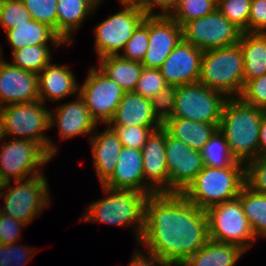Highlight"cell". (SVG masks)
<instances>
[{"mask_svg":"<svg viewBox=\"0 0 266 266\" xmlns=\"http://www.w3.org/2000/svg\"><path fill=\"white\" fill-rule=\"evenodd\" d=\"M209 240L205 210L181 193H155L145 204V225L139 241L172 266L182 265Z\"/></svg>","mask_w":266,"mask_h":266,"instance_id":"cell-1","label":"cell"},{"mask_svg":"<svg viewBox=\"0 0 266 266\" xmlns=\"http://www.w3.org/2000/svg\"><path fill=\"white\" fill-rule=\"evenodd\" d=\"M264 112L240 97L226 100L219 130L236 161L246 164L259 157V130Z\"/></svg>","mask_w":266,"mask_h":266,"instance_id":"cell-2","label":"cell"},{"mask_svg":"<svg viewBox=\"0 0 266 266\" xmlns=\"http://www.w3.org/2000/svg\"><path fill=\"white\" fill-rule=\"evenodd\" d=\"M107 196L86 208L81 222H98L132 227L139 243L145 225V204L148 194L133 189H110L102 186Z\"/></svg>","mask_w":266,"mask_h":266,"instance_id":"cell-3","label":"cell"},{"mask_svg":"<svg viewBox=\"0 0 266 266\" xmlns=\"http://www.w3.org/2000/svg\"><path fill=\"white\" fill-rule=\"evenodd\" d=\"M246 184L245 164L236 161L229 167L204 166L181 194L202 210L238 197Z\"/></svg>","mask_w":266,"mask_h":266,"instance_id":"cell-4","label":"cell"},{"mask_svg":"<svg viewBox=\"0 0 266 266\" xmlns=\"http://www.w3.org/2000/svg\"><path fill=\"white\" fill-rule=\"evenodd\" d=\"M0 119L3 138L35 141L52 157L58 153V146L45 135L50 129V110L42 101L1 107Z\"/></svg>","mask_w":266,"mask_h":266,"instance_id":"cell-5","label":"cell"},{"mask_svg":"<svg viewBox=\"0 0 266 266\" xmlns=\"http://www.w3.org/2000/svg\"><path fill=\"white\" fill-rule=\"evenodd\" d=\"M244 59L239 43L203 51L199 82L226 98L240 97Z\"/></svg>","mask_w":266,"mask_h":266,"instance_id":"cell-6","label":"cell"},{"mask_svg":"<svg viewBox=\"0 0 266 266\" xmlns=\"http://www.w3.org/2000/svg\"><path fill=\"white\" fill-rule=\"evenodd\" d=\"M14 181L15 186L13 181L0 185V197L5 203L0 212L28 225L51 203L48 179L41 173Z\"/></svg>","mask_w":266,"mask_h":266,"instance_id":"cell-7","label":"cell"},{"mask_svg":"<svg viewBox=\"0 0 266 266\" xmlns=\"http://www.w3.org/2000/svg\"><path fill=\"white\" fill-rule=\"evenodd\" d=\"M206 214L209 239L237 245L246 252L255 243L257 238L239 197L210 207Z\"/></svg>","mask_w":266,"mask_h":266,"instance_id":"cell-8","label":"cell"},{"mask_svg":"<svg viewBox=\"0 0 266 266\" xmlns=\"http://www.w3.org/2000/svg\"><path fill=\"white\" fill-rule=\"evenodd\" d=\"M0 182L41 174V168L53 158L39 143L9 139L0 145Z\"/></svg>","mask_w":266,"mask_h":266,"instance_id":"cell-9","label":"cell"},{"mask_svg":"<svg viewBox=\"0 0 266 266\" xmlns=\"http://www.w3.org/2000/svg\"><path fill=\"white\" fill-rule=\"evenodd\" d=\"M227 99L222 93L200 82L177 86L175 108L171 118L220 124L222 109Z\"/></svg>","mask_w":266,"mask_h":266,"instance_id":"cell-10","label":"cell"},{"mask_svg":"<svg viewBox=\"0 0 266 266\" xmlns=\"http://www.w3.org/2000/svg\"><path fill=\"white\" fill-rule=\"evenodd\" d=\"M242 33L218 9L182 26L183 40L202 51L234 45Z\"/></svg>","mask_w":266,"mask_h":266,"instance_id":"cell-11","label":"cell"},{"mask_svg":"<svg viewBox=\"0 0 266 266\" xmlns=\"http://www.w3.org/2000/svg\"><path fill=\"white\" fill-rule=\"evenodd\" d=\"M88 72L84 84L79 85V95L97 125H108L126 91L97 66Z\"/></svg>","mask_w":266,"mask_h":266,"instance_id":"cell-12","label":"cell"},{"mask_svg":"<svg viewBox=\"0 0 266 266\" xmlns=\"http://www.w3.org/2000/svg\"><path fill=\"white\" fill-rule=\"evenodd\" d=\"M121 9L94 28V49L98 59L120 55L134 30L146 17L137 6H122Z\"/></svg>","mask_w":266,"mask_h":266,"instance_id":"cell-13","label":"cell"},{"mask_svg":"<svg viewBox=\"0 0 266 266\" xmlns=\"http://www.w3.org/2000/svg\"><path fill=\"white\" fill-rule=\"evenodd\" d=\"M165 152L168 193H181L204 168L201 152L170 136L166 131Z\"/></svg>","mask_w":266,"mask_h":266,"instance_id":"cell-14","label":"cell"},{"mask_svg":"<svg viewBox=\"0 0 266 266\" xmlns=\"http://www.w3.org/2000/svg\"><path fill=\"white\" fill-rule=\"evenodd\" d=\"M148 35V50L141 65L159 69L183 39L182 27L170 16H148Z\"/></svg>","mask_w":266,"mask_h":266,"instance_id":"cell-15","label":"cell"},{"mask_svg":"<svg viewBox=\"0 0 266 266\" xmlns=\"http://www.w3.org/2000/svg\"><path fill=\"white\" fill-rule=\"evenodd\" d=\"M39 100L38 74L0 60V108Z\"/></svg>","mask_w":266,"mask_h":266,"instance_id":"cell-16","label":"cell"},{"mask_svg":"<svg viewBox=\"0 0 266 266\" xmlns=\"http://www.w3.org/2000/svg\"><path fill=\"white\" fill-rule=\"evenodd\" d=\"M203 51L183 39L159 68L168 85L199 82Z\"/></svg>","mask_w":266,"mask_h":266,"instance_id":"cell-17","label":"cell"},{"mask_svg":"<svg viewBox=\"0 0 266 266\" xmlns=\"http://www.w3.org/2000/svg\"><path fill=\"white\" fill-rule=\"evenodd\" d=\"M76 100L56 106L50 111V128L57 125L61 140L81 135H89L97 131V123L92 119L83 98L76 94Z\"/></svg>","mask_w":266,"mask_h":266,"instance_id":"cell-18","label":"cell"},{"mask_svg":"<svg viewBox=\"0 0 266 266\" xmlns=\"http://www.w3.org/2000/svg\"><path fill=\"white\" fill-rule=\"evenodd\" d=\"M165 136L163 127L154 130L141 149L144 181L155 193H168Z\"/></svg>","mask_w":266,"mask_h":266,"instance_id":"cell-19","label":"cell"},{"mask_svg":"<svg viewBox=\"0 0 266 266\" xmlns=\"http://www.w3.org/2000/svg\"><path fill=\"white\" fill-rule=\"evenodd\" d=\"M101 186L110 189H133L148 195L155 194L144 181L142 151L124 146L113 174Z\"/></svg>","mask_w":266,"mask_h":266,"instance_id":"cell-20","label":"cell"},{"mask_svg":"<svg viewBox=\"0 0 266 266\" xmlns=\"http://www.w3.org/2000/svg\"><path fill=\"white\" fill-rule=\"evenodd\" d=\"M68 65H46L38 74L39 100L45 102L61 101L72 94H79L76 76Z\"/></svg>","mask_w":266,"mask_h":266,"instance_id":"cell-21","label":"cell"},{"mask_svg":"<svg viewBox=\"0 0 266 266\" xmlns=\"http://www.w3.org/2000/svg\"><path fill=\"white\" fill-rule=\"evenodd\" d=\"M104 129L89 137L93 166L101 185L113 174L123 148L115 130L108 125Z\"/></svg>","mask_w":266,"mask_h":266,"instance_id":"cell-22","label":"cell"},{"mask_svg":"<svg viewBox=\"0 0 266 266\" xmlns=\"http://www.w3.org/2000/svg\"><path fill=\"white\" fill-rule=\"evenodd\" d=\"M108 126H162L153 114L149 98L125 92Z\"/></svg>","mask_w":266,"mask_h":266,"instance_id":"cell-23","label":"cell"},{"mask_svg":"<svg viewBox=\"0 0 266 266\" xmlns=\"http://www.w3.org/2000/svg\"><path fill=\"white\" fill-rule=\"evenodd\" d=\"M99 7L97 0H58L57 34L70 45L74 41L73 32Z\"/></svg>","mask_w":266,"mask_h":266,"instance_id":"cell-24","label":"cell"},{"mask_svg":"<svg viewBox=\"0 0 266 266\" xmlns=\"http://www.w3.org/2000/svg\"><path fill=\"white\" fill-rule=\"evenodd\" d=\"M219 125L192 119L169 118L162 124V127L170 136L200 151L219 129Z\"/></svg>","mask_w":266,"mask_h":266,"instance_id":"cell-25","label":"cell"},{"mask_svg":"<svg viewBox=\"0 0 266 266\" xmlns=\"http://www.w3.org/2000/svg\"><path fill=\"white\" fill-rule=\"evenodd\" d=\"M12 52L32 45H49L61 47L66 45L63 39L49 26L31 20L19 27L5 31ZM50 41V42H49Z\"/></svg>","mask_w":266,"mask_h":266,"instance_id":"cell-26","label":"cell"},{"mask_svg":"<svg viewBox=\"0 0 266 266\" xmlns=\"http://www.w3.org/2000/svg\"><path fill=\"white\" fill-rule=\"evenodd\" d=\"M245 253L237 245L209 239L180 266H234Z\"/></svg>","mask_w":266,"mask_h":266,"instance_id":"cell-27","label":"cell"},{"mask_svg":"<svg viewBox=\"0 0 266 266\" xmlns=\"http://www.w3.org/2000/svg\"><path fill=\"white\" fill-rule=\"evenodd\" d=\"M239 45L244 59V85L266 74V33L243 32Z\"/></svg>","mask_w":266,"mask_h":266,"instance_id":"cell-28","label":"cell"},{"mask_svg":"<svg viewBox=\"0 0 266 266\" xmlns=\"http://www.w3.org/2000/svg\"><path fill=\"white\" fill-rule=\"evenodd\" d=\"M97 66L110 79L114 80L124 91H134L143 66L139 62L111 55L98 59Z\"/></svg>","mask_w":266,"mask_h":266,"instance_id":"cell-29","label":"cell"},{"mask_svg":"<svg viewBox=\"0 0 266 266\" xmlns=\"http://www.w3.org/2000/svg\"><path fill=\"white\" fill-rule=\"evenodd\" d=\"M238 197L256 238H266V195L245 184Z\"/></svg>","mask_w":266,"mask_h":266,"instance_id":"cell-30","label":"cell"},{"mask_svg":"<svg viewBox=\"0 0 266 266\" xmlns=\"http://www.w3.org/2000/svg\"><path fill=\"white\" fill-rule=\"evenodd\" d=\"M52 45H32L12 52V64L39 74L52 61Z\"/></svg>","mask_w":266,"mask_h":266,"instance_id":"cell-31","label":"cell"},{"mask_svg":"<svg viewBox=\"0 0 266 266\" xmlns=\"http://www.w3.org/2000/svg\"><path fill=\"white\" fill-rule=\"evenodd\" d=\"M204 166L224 168L236 162L230 153L224 134L218 129L200 150Z\"/></svg>","mask_w":266,"mask_h":266,"instance_id":"cell-32","label":"cell"},{"mask_svg":"<svg viewBox=\"0 0 266 266\" xmlns=\"http://www.w3.org/2000/svg\"><path fill=\"white\" fill-rule=\"evenodd\" d=\"M217 9V0H175L170 17L181 27L188 21L204 17Z\"/></svg>","mask_w":266,"mask_h":266,"instance_id":"cell-33","label":"cell"},{"mask_svg":"<svg viewBox=\"0 0 266 266\" xmlns=\"http://www.w3.org/2000/svg\"><path fill=\"white\" fill-rule=\"evenodd\" d=\"M31 20L22 0H0V25L4 32Z\"/></svg>","mask_w":266,"mask_h":266,"instance_id":"cell-34","label":"cell"},{"mask_svg":"<svg viewBox=\"0 0 266 266\" xmlns=\"http://www.w3.org/2000/svg\"><path fill=\"white\" fill-rule=\"evenodd\" d=\"M148 16L137 26L126 43L120 56L124 59L142 63L149 45Z\"/></svg>","mask_w":266,"mask_h":266,"instance_id":"cell-35","label":"cell"},{"mask_svg":"<svg viewBox=\"0 0 266 266\" xmlns=\"http://www.w3.org/2000/svg\"><path fill=\"white\" fill-rule=\"evenodd\" d=\"M252 0H217V9L242 32H248Z\"/></svg>","mask_w":266,"mask_h":266,"instance_id":"cell-36","label":"cell"},{"mask_svg":"<svg viewBox=\"0 0 266 266\" xmlns=\"http://www.w3.org/2000/svg\"><path fill=\"white\" fill-rule=\"evenodd\" d=\"M33 20L51 27L57 33L58 0H22Z\"/></svg>","mask_w":266,"mask_h":266,"instance_id":"cell-37","label":"cell"},{"mask_svg":"<svg viewBox=\"0 0 266 266\" xmlns=\"http://www.w3.org/2000/svg\"><path fill=\"white\" fill-rule=\"evenodd\" d=\"M115 130L124 147L141 150L154 130L162 126H109Z\"/></svg>","mask_w":266,"mask_h":266,"instance_id":"cell-38","label":"cell"},{"mask_svg":"<svg viewBox=\"0 0 266 266\" xmlns=\"http://www.w3.org/2000/svg\"><path fill=\"white\" fill-rule=\"evenodd\" d=\"M167 85L159 69L143 67L134 92L150 99L161 92Z\"/></svg>","mask_w":266,"mask_h":266,"instance_id":"cell-39","label":"cell"},{"mask_svg":"<svg viewBox=\"0 0 266 266\" xmlns=\"http://www.w3.org/2000/svg\"><path fill=\"white\" fill-rule=\"evenodd\" d=\"M176 94L177 86L167 85L156 96L150 98L153 114L162 124L172 116Z\"/></svg>","mask_w":266,"mask_h":266,"instance_id":"cell-40","label":"cell"},{"mask_svg":"<svg viewBox=\"0 0 266 266\" xmlns=\"http://www.w3.org/2000/svg\"><path fill=\"white\" fill-rule=\"evenodd\" d=\"M20 243L0 244V266H24L37 253Z\"/></svg>","mask_w":266,"mask_h":266,"instance_id":"cell-41","label":"cell"},{"mask_svg":"<svg viewBox=\"0 0 266 266\" xmlns=\"http://www.w3.org/2000/svg\"><path fill=\"white\" fill-rule=\"evenodd\" d=\"M246 185L266 195V156H259L245 164Z\"/></svg>","mask_w":266,"mask_h":266,"instance_id":"cell-42","label":"cell"},{"mask_svg":"<svg viewBox=\"0 0 266 266\" xmlns=\"http://www.w3.org/2000/svg\"><path fill=\"white\" fill-rule=\"evenodd\" d=\"M240 98L245 103L266 112V74L248 80L244 85Z\"/></svg>","mask_w":266,"mask_h":266,"instance_id":"cell-43","label":"cell"},{"mask_svg":"<svg viewBox=\"0 0 266 266\" xmlns=\"http://www.w3.org/2000/svg\"><path fill=\"white\" fill-rule=\"evenodd\" d=\"M26 225L27 224L0 212V235L2 244L18 243V240L22 237L21 230L24 229Z\"/></svg>","mask_w":266,"mask_h":266,"instance_id":"cell-44","label":"cell"},{"mask_svg":"<svg viewBox=\"0 0 266 266\" xmlns=\"http://www.w3.org/2000/svg\"><path fill=\"white\" fill-rule=\"evenodd\" d=\"M248 32L266 33V0L251 1Z\"/></svg>","mask_w":266,"mask_h":266,"instance_id":"cell-45","label":"cell"},{"mask_svg":"<svg viewBox=\"0 0 266 266\" xmlns=\"http://www.w3.org/2000/svg\"><path fill=\"white\" fill-rule=\"evenodd\" d=\"M138 7L145 16H170L175 11V0H138ZM155 8L160 9L159 13Z\"/></svg>","mask_w":266,"mask_h":266,"instance_id":"cell-46","label":"cell"},{"mask_svg":"<svg viewBox=\"0 0 266 266\" xmlns=\"http://www.w3.org/2000/svg\"><path fill=\"white\" fill-rule=\"evenodd\" d=\"M144 250H134L131 262L128 266H172L165 259L160 258L154 253ZM146 252V254H144Z\"/></svg>","mask_w":266,"mask_h":266,"instance_id":"cell-47","label":"cell"},{"mask_svg":"<svg viewBox=\"0 0 266 266\" xmlns=\"http://www.w3.org/2000/svg\"><path fill=\"white\" fill-rule=\"evenodd\" d=\"M259 156H266V112H264L259 130Z\"/></svg>","mask_w":266,"mask_h":266,"instance_id":"cell-48","label":"cell"},{"mask_svg":"<svg viewBox=\"0 0 266 266\" xmlns=\"http://www.w3.org/2000/svg\"><path fill=\"white\" fill-rule=\"evenodd\" d=\"M98 4L102 2V0H97ZM121 4L120 6H137L138 7V0H118Z\"/></svg>","mask_w":266,"mask_h":266,"instance_id":"cell-49","label":"cell"},{"mask_svg":"<svg viewBox=\"0 0 266 266\" xmlns=\"http://www.w3.org/2000/svg\"><path fill=\"white\" fill-rule=\"evenodd\" d=\"M2 140L4 141L5 139L2 136L1 119H0V141H1V143L3 142Z\"/></svg>","mask_w":266,"mask_h":266,"instance_id":"cell-50","label":"cell"},{"mask_svg":"<svg viewBox=\"0 0 266 266\" xmlns=\"http://www.w3.org/2000/svg\"><path fill=\"white\" fill-rule=\"evenodd\" d=\"M2 51H3V49H2V45H0V60L2 59V58H4V57H2L3 55V53H2Z\"/></svg>","mask_w":266,"mask_h":266,"instance_id":"cell-51","label":"cell"}]
</instances>
